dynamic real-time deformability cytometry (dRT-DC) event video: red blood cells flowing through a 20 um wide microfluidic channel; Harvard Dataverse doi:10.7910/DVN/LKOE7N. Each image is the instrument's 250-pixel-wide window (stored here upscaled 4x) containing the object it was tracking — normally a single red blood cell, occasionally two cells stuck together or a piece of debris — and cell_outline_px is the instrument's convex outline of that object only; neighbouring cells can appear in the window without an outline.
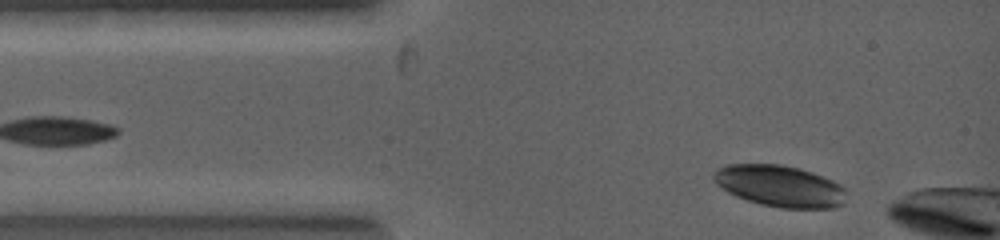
{"species": "common noctule bat (a hibernating species)", "species_latin": "Nyctalus noctula", "temperature_condition": "warm", "stored_images_in_passage": 12, "camera_frame_rate_fps": 5000, "um_per_image_px": 0.085, "animal": {"sex": "female", "body_mass_g": 19.0, "forearm_length_mm": 53.3}, "frame": {"image": 1, "passage_image": 3, "time_ms": 0.2, "image_size_px": [1000, 240], "cell_outline_px": [[844, 204], [832, 208], [780, 208], [760, 204], [736, 196], [728, 192], [716, 184], [712, 180], [712, 172], [716, 168], [724, 164], [780, 164], [800, 168], [812, 172], [832, 180], [840, 184], [844, 188]], "centroid_in_image_um": [66.23, 15.8], "position_along_channel_um": 18.8, "area_um2": 32.31}}